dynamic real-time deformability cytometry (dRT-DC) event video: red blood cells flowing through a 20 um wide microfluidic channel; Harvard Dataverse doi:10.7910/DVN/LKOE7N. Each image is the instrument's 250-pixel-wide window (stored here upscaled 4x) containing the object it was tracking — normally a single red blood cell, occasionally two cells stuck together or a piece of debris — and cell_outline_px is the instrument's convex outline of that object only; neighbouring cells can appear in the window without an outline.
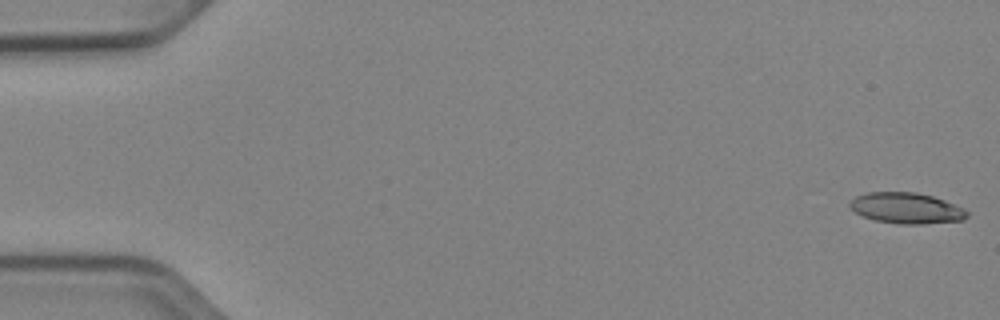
{"species": "Egyptian fruit bat (a non-hibernating species)", "species_latin": "Rousettus aegyptiacus", "temperature_condition": "cold", "stored_images_in_passage": 52, "camera_frame_rate_fps": 3000, "um_per_image_px": 0.085, "animal": {"sex": "female"}, "frame": {"image": 1, "passage_image": 1, "time_ms": 0.0, "image_size_px": [1000, 320], "cell_outline_px": [[968, 216], [964, 220], [924, 224], [900, 224], [876, 220], [864, 216], [856, 212], [848, 204], [856, 196], [868, 192], [916, 192], [932, 196], [944, 200], [964, 208], [968, 212]], "centroid_in_image_um": [77.08, 17.69], "position_along_channel_um": 7.9, "area_um2": 20.98}}
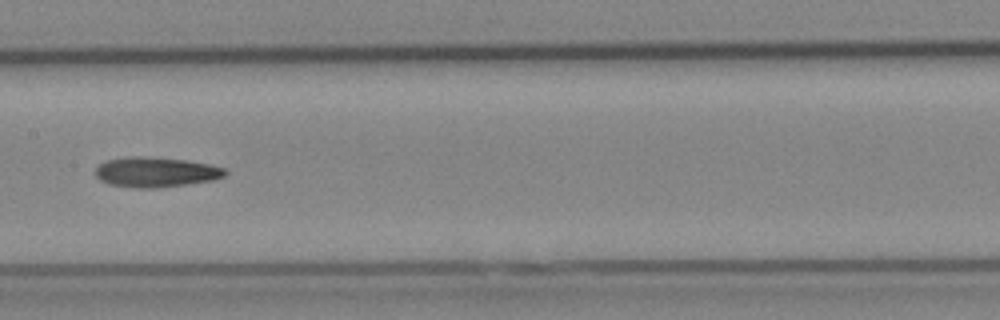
{"frame": {"image": 2, "passage_image": 27, "time_ms": 8.667, "image_size_px": [1000, 320], "cell_outline_px": [[228, 172], [224, 176], [212, 180], [156, 188], [140, 188], [108, 184], [100, 180], [96, 176], [96, 168], [100, 164], [108, 160], [128, 156], [148, 156], [188, 160], [228, 168]], "centroid_in_image_um": [13.26, 14.61], "position_along_channel_um": 194.1, "area_um2": 22.72}}
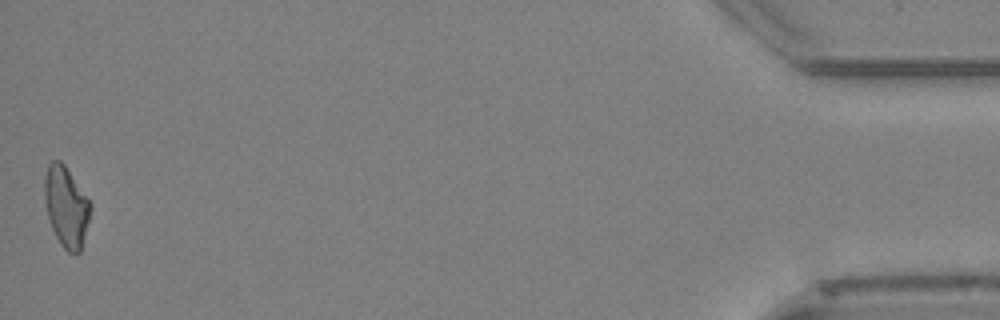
{"frame": {"image": 3, "passage_image": 52, "time_ms": 17.0, "image_size_px": [1000, 320], "cell_outline_px": [[92, 208], [80, 252], [68, 252], [60, 244], [48, 220], [44, 196], [44, 176], [48, 164], [52, 160], [60, 160], [64, 164], [92, 204]], "centroid_in_image_um": [5.61, 17.54], "position_along_channel_um": 429.6, "area_um2": 21.5}}